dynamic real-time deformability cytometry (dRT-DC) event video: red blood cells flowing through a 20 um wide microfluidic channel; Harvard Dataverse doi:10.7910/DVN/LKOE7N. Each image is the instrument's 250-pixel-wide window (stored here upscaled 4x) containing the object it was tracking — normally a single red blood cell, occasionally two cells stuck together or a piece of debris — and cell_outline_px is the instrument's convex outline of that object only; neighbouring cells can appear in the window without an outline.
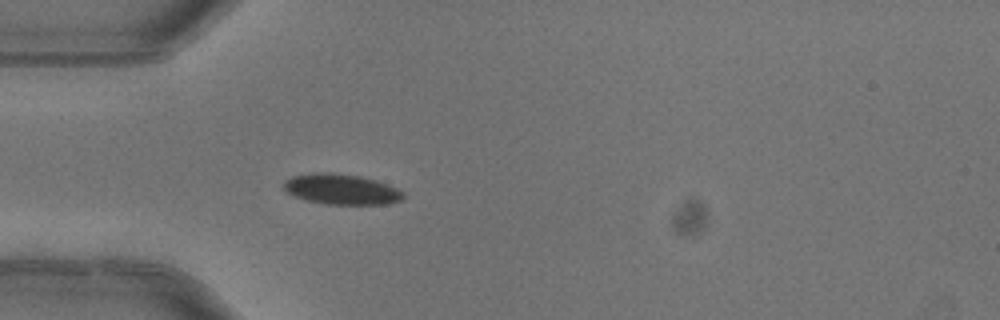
{"species": "common noctule bat (a hibernating species)", "species_latin": "Nyctalus noctula", "temperature_condition": "warm", "stored_images_in_passage": 4, "camera_frame_rate_fps": 3000, "um_per_image_px": 0.085, "animal": {"sex": "female"}, "frame": {"image": 1, "passage_image": 4, "time_ms": 1.0, "image_size_px": [1000, 320], "cell_outline_px": [[404, 196], [400, 200], [388, 204], [324, 204], [304, 200], [284, 192], [284, 180], [292, 176], [312, 172], [328, 172], [360, 176], [376, 180], [396, 188], [404, 192]], "centroid_in_image_um": [28.96, 16.08], "position_along_channel_um": 56.0, "area_um2": 21.39}}